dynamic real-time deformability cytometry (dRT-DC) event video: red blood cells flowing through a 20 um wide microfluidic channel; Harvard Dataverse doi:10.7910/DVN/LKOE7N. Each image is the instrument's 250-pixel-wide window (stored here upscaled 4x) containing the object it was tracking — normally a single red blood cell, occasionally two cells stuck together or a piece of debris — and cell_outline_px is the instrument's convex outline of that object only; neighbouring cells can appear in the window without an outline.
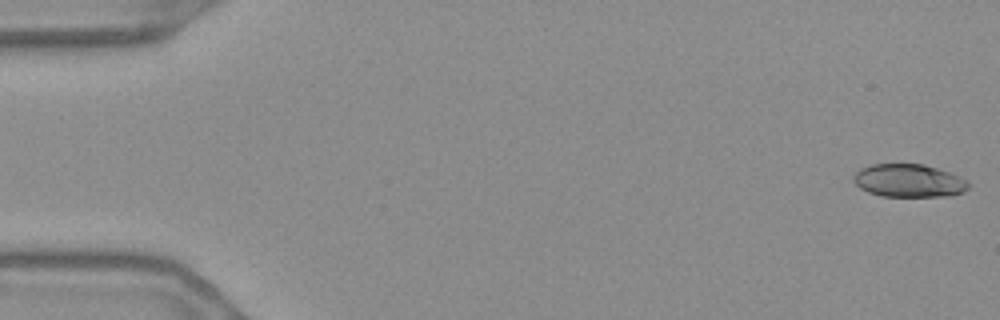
{"species": "Egyptian fruit bat (a non-hibernating species)", "species_latin": "Rousettus aegyptiacus", "temperature_condition": "warm", "stored_images_in_passage": 55, "camera_frame_rate_fps": 3000, "um_per_image_px": 0.085, "frame": {"image": 1, "passage_image": 1, "time_ms": 0.0, "image_size_px": [1000, 320], "cell_outline_px": [[968, 188], [964, 192], [952, 196], [880, 196], [868, 192], [860, 188], [852, 180], [852, 176], [860, 168], [872, 164], [924, 164], [960, 176], [968, 184]], "centroid_in_image_um": [77.22, 15.36], "position_along_channel_um": 7.8, "area_um2": 22.14}}
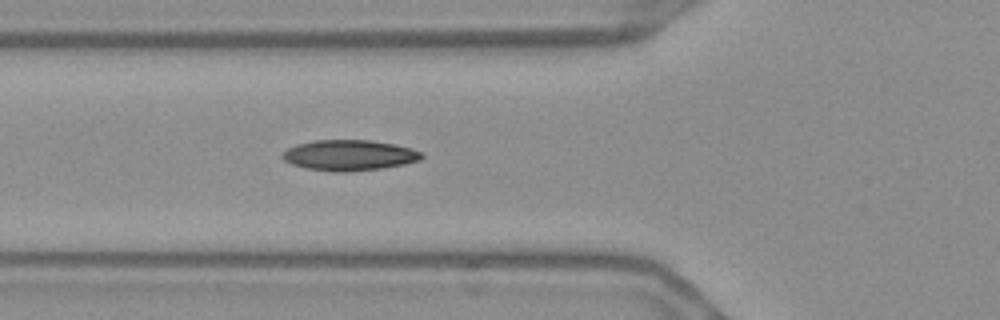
{"frame": {"image": 2, "passage_image": 20, "time_ms": 6.333, "image_size_px": [1000, 320], "cell_outline_px": [[424, 156], [420, 160], [404, 164], [380, 168], [348, 172], [336, 172], [304, 168], [292, 164], [284, 160], [280, 156], [288, 148], [296, 144], [316, 140], [372, 140], [396, 144], [412, 148], [424, 152]], "centroid_in_image_um": [29.71, 13.19], "position_along_channel_um": 96.1, "area_um2": 25.03}}
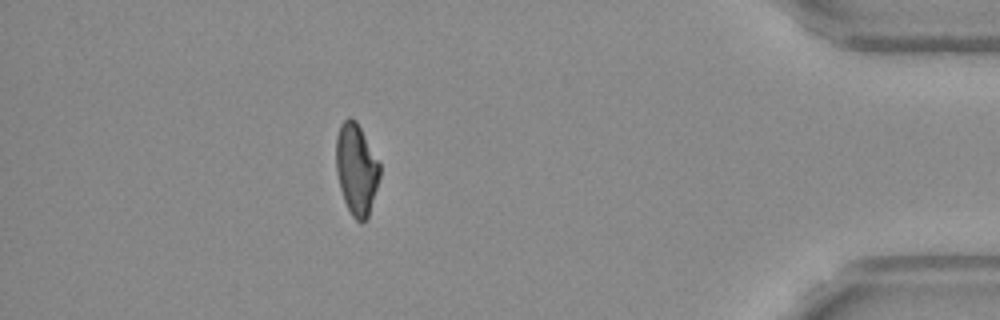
{"frame": {"image": 3, "passage_image": 49, "time_ms": 16.0, "image_size_px": [1000, 320], "cell_outline_px": [[380, 176], [368, 216], [360, 224], [352, 216], [344, 200], [340, 188], [336, 172], [336, 136], [340, 124], [348, 116], [352, 116], [356, 120], [380, 164]], "centroid_in_image_um": [30.28, 14.35], "position_along_channel_um": 404.9, "area_um2": 23.18}, "authors_computed_cell_mechanics": {"area_um2": 23.2934, "velocity_mm_per_s": 3.6834, "shape_relaxation_time_tau1_ms": null, "shape_relaxation_time_tau2_ms": 2.6983, "deformation_change_tau1": null, "deformation_change_tau2": 0.0829}}